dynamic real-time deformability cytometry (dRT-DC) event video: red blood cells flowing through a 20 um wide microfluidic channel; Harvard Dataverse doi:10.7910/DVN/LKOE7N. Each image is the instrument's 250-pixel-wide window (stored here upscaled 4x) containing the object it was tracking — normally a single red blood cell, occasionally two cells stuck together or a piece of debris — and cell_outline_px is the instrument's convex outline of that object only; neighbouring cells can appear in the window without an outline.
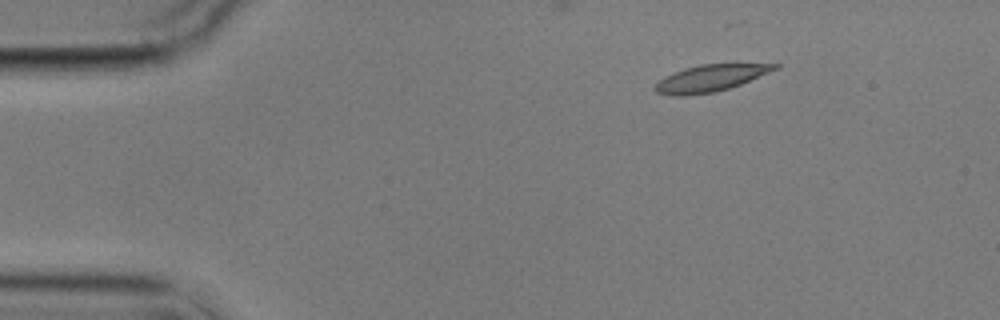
{"species": "common noctule bat (a hibernating species)", "species_latin": "Nyctalus noctula", "temperature_condition": "cold", "stored_images_in_passage": 3, "camera_frame_rate_fps": 3000, "um_per_image_px": 0.085, "animal": {"sex": "male", "body_mass_g": 17.9}, "frame": {"image": 1, "passage_image": 1, "time_ms": 0.0, "image_size_px": [1000, 320], "cell_outline_px": [[780, 68], [740, 84], [716, 92], [688, 96], [672, 96], [656, 92], [652, 88], [664, 76], [684, 68], [700, 64], [780, 64]], "centroid_in_image_um": [60.34, 6.65], "position_along_channel_um": 24.7, "area_um2": 18.67}}